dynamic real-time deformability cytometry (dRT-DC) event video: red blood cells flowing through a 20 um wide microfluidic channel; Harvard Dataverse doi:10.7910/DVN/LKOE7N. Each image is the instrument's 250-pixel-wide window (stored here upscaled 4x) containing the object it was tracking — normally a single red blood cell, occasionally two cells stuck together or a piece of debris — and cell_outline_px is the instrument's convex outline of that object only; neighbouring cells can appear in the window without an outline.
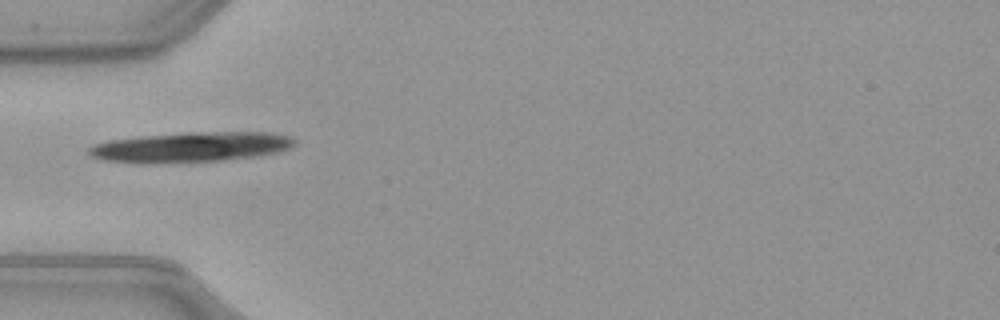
{"species": "common noctule bat (a hibernating species)", "species_latin": "Nyctalus noctula", "temperature_condition": "warm", "stored_images_in_passage": 35, "camera_frame_rate_fps": 3000, "um_per_image_px": 0.085, "animal": {"sex": "female", "body_mass_g": 21.9}, "frame": {"image": 1, "passage_image": 1, "time_ms": 0.0, "image_size_px": [1000, 320], "cell_outline_px": [[296, 144], [292, 148], [280, 152], [256, 156], [220, 160], [140, 164], [104, 160], [88, 156], [88, 148], [96, 144], [108, 140], [140, 136], [188, 132], [272, 132], [292, 136], [296, 140]], "centroid_in_image_um": [16.24, 12.5], "position_along_channel_um": 68.8, "area_um2": 36.47}}
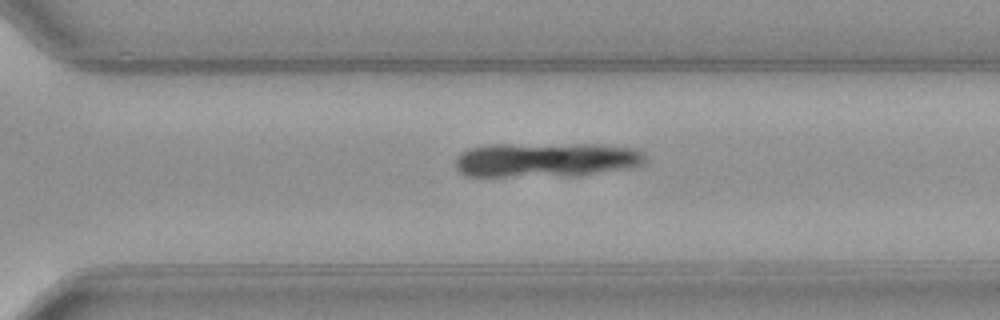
{"frame": {"image": 2, "passage_image": 20, "time_ms": 6.333, "image_size_px": [1000, 320], "cell_outline_px": [[644, 164], [632, 168], [576, 176], [464, 176], [456, 168], [456, 156], [460, 152], [468, 148], [484, 144], [600, 144], [632, 148], [640, 152], [644, 156]], "centroid_in_image_um": [46.37, 13.58], "position_along_channel_um": 324.2, "area_um2": 38.78}}
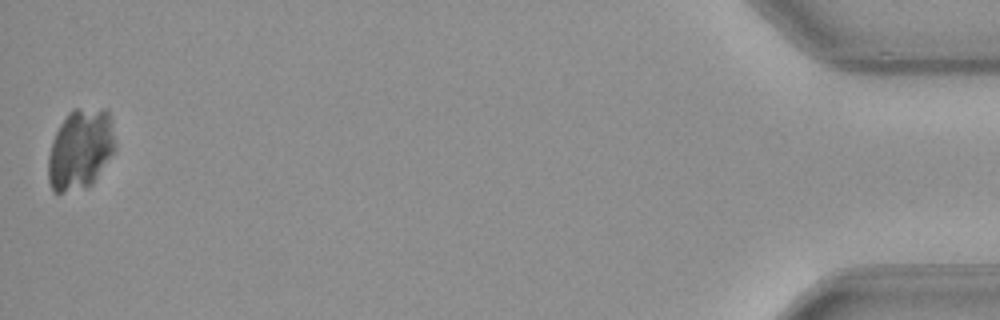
{"frame": {"image": 3, "passage_image": 35, "time_ms": 11.333, "image_size_px": [1000, 320], "cell_outline_px": [[116, 148], [92, 184], [88, 188], [64, 192], [52, 192], [48, 180], [48, 156], [52, 140], [60, 124], [68, 112], [72, 108], [108, 108], [116, 144]], "centroid_in_image_um": [6.83, 12.68], "position_along_channel_um": 428.4, "area_um2": 31.85}}